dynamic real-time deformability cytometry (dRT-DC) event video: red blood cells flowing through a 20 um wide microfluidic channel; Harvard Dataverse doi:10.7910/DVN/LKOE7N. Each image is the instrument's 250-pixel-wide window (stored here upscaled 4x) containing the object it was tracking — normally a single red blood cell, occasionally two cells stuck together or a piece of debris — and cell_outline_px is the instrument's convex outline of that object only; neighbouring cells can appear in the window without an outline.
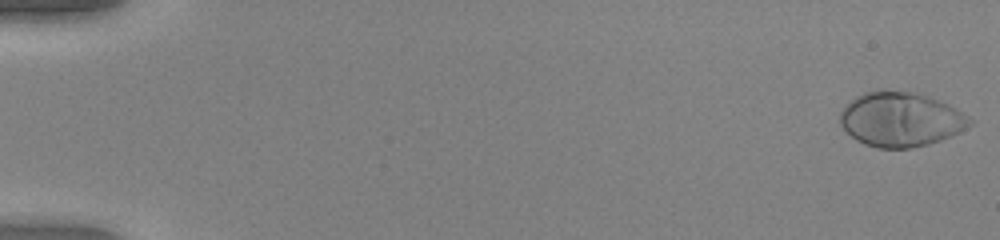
{"species": "human", "species_latin": "Homo sapiens", "temperature_condition": "warm", "stored_images_in_passage": 52, "camera_frame_rate_fps": 3000, "um_per_image_px": 0.085, "donor": {"sex": "female"}, "frame": {"image": 1, "passage_image": 1, "time_ms": 0.0, "image_size_px": [1000, 240], "cell_outline_px": [[976, 120], [972, 124], [960, 132], [952, 136], [928, 144], [908, 148], [876, 148], [864, 144], [856, 140], [840, 124], [840, 112], [856, 96], [864, 92], [888, 88], [908, 92], [924, 96], [948, 104], [956, 108]], "centroid_in_image_um": [76.58, 10.15], "position_along_channel_um": 8.4, "area_um2": 41.21}}
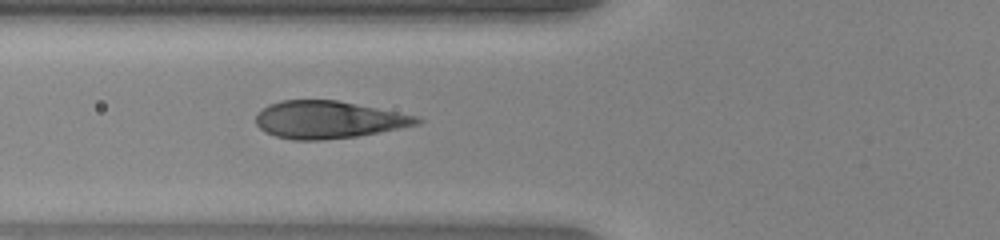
{"frame": {"image": 2, "passage_image": 21, "time_ms": 6.667, "image_size_px": [1000, 240], "cell_outline_px": [[424, 120], [420, 124], [380, 132], [356, 136], [320, 140], [292, 140], [276, 136], [264, 132], [256, 124], [256, 116], [268, 104], [280, 100], [336, 100], [420, 116]], "centroid_in_image_um": [27.93, 10.17], "position_along_channel_um": 97.9, "area_um2": 35.14}}
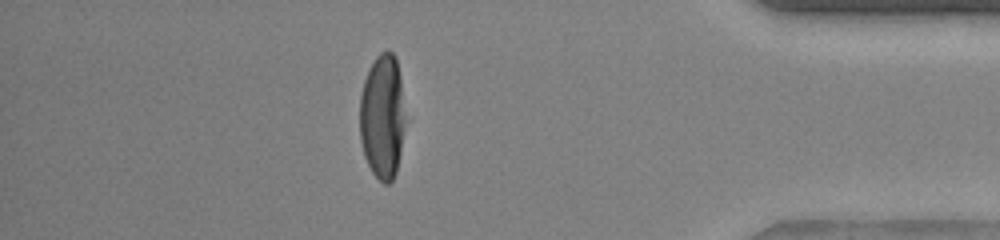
{"frame": {"image": 3, "passage_image": 46, "time_ms": 15.0, "image_size_px": [1000, 240], "cell_outline_px": [[404, 128], [400, 152], [396, 172], [392, 180], [388, 184], [384, 184], [372, 172], [364, 156], [360, 140], [360, 96], [364, 80], [376, 56], [380, 52], [388, 48], [396, 56], [400, 76], [404, 116]], "centroid_in_image_um": [32.49, 9.89], "position_along_channel_um": 402.7, "area_um2": 33.0}, "authors_computed_cell_mechanics": {"area_um2": 37.4255, "velocity_mm_per_s": 4.0304, "shape_relaxation_time_tau1_ms": 3.3849, "shape_relaxation_time_tau2_ms": null, "deformation_change_tau1": 0.2449, "deformation_change_tau2": null}}